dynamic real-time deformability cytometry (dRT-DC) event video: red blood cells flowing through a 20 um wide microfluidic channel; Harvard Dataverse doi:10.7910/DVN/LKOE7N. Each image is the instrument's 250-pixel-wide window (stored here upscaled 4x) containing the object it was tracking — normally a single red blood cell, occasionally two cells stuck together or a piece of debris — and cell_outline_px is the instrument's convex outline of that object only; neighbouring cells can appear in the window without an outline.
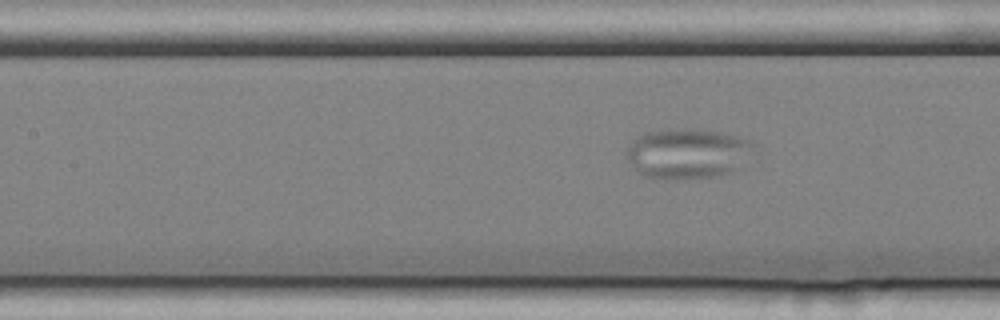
{"species": "common noctule bat (a hibernating species)", "species_latin": "Nyctalus noctula", "temperature_condition": "cold", "stored_images_in_passage": 5, "camera_frame_rate_fps": 3000, "um_per_image_px": 0.085, "animal": {"sex": "female", "body_mass_g": 25.1}, "frame": {"image": 1, "passage_image": 5, "time_ms": 1.333, "image_size_px": [1000, 320], "cell_outline_px": [[756, 144], [736, 168], [732, 172], [720, 176], [648, 176], [640, 172], [628, 160], [628, 144], [632, 140], [648, 132], [672, 128], [696, 128], [736, 136], [748, 140]], "centroid_in_image_um": [58.44, 12.98], "position_along_channel_um": 149.0, "area_um2": 35.66}}